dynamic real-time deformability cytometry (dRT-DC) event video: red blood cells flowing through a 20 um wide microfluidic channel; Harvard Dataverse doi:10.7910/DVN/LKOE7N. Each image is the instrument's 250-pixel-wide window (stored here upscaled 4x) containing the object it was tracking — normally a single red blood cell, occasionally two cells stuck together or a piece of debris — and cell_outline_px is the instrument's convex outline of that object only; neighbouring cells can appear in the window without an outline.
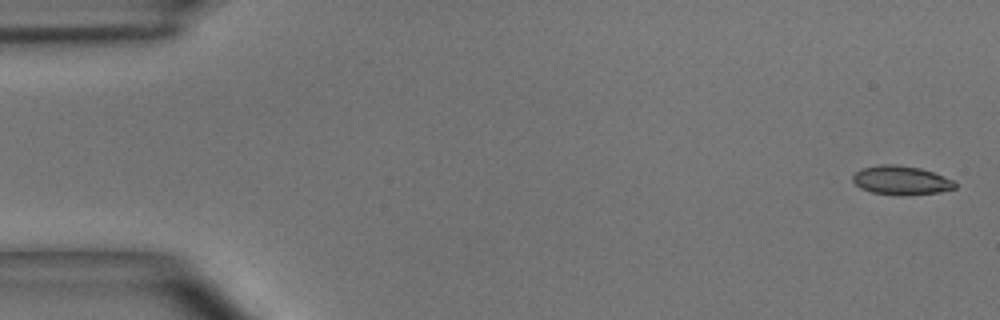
{"species": "common noctule bat (a hibernating species)", "species_latin": "Nyctalus noctula", "temperature_condition": "room temperature", "stored_images_in_passage": 5, "camera_frame_rate_fps": 3000, "um_per_image_px": 0.085, "animal": {"sex": "male", "body_mass_g": 15.6}, "frame": {"image": 1, "passage_image": 1, "time_ms": 0.0, "image_size_px": [1000, 320], "cell_outline_px": [[956, 188], [940, 192], [900, 196], [872, 192], [860, 188], [852, 180], [852, 176], [860, 168], [880, 164], [896, 164], [920, 168], [932, 172], [952, 180], [956, 184]], "centroid_in_image_um": [76.56, 15.33], "position_along_channel_um": 8.4, "area_um2": 17.28}}